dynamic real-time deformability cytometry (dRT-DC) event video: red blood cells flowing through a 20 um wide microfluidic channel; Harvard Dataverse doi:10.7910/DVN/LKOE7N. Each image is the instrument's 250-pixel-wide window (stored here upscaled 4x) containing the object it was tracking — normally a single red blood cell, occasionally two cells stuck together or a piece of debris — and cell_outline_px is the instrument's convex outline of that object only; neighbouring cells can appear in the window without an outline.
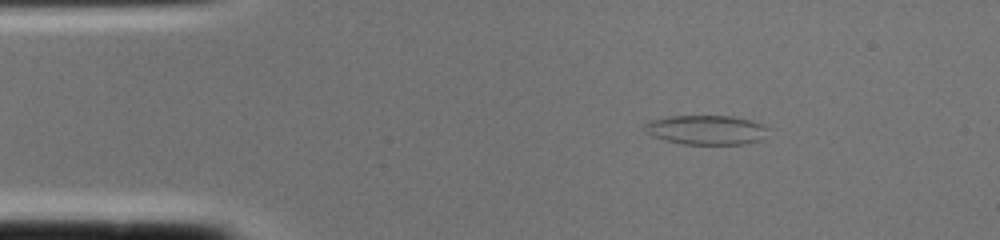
{"species": "common noctule bat (a hibernating species)", "species_latin": "Nyctalus noctula", "temperature_condition": "cold", "stored_images_in_passage": 1, "camera_frame_rate_fps": 3000, "um_per_image_px": 0.085, "animal": {"sex": "female", "body_mass_g": 22.0, "forearm_length_mm": 56.7}, "frame": {"image": 1, "passage_image": 1, "time_ms": 0.0, "image_size_px": [1000, 240], "cell_outline_px": [[768, 128], [764, 140], [744, 144], [684, 144], [664, 140], [652, 136], [644, 132], [644, 124], [652, 120], [668, 116], [732, 116], [764, 124]], "centroid_in_image_um": [60.04, 11.05], "position_along_channel_um": 25.0, "area_um2": 21.33}}